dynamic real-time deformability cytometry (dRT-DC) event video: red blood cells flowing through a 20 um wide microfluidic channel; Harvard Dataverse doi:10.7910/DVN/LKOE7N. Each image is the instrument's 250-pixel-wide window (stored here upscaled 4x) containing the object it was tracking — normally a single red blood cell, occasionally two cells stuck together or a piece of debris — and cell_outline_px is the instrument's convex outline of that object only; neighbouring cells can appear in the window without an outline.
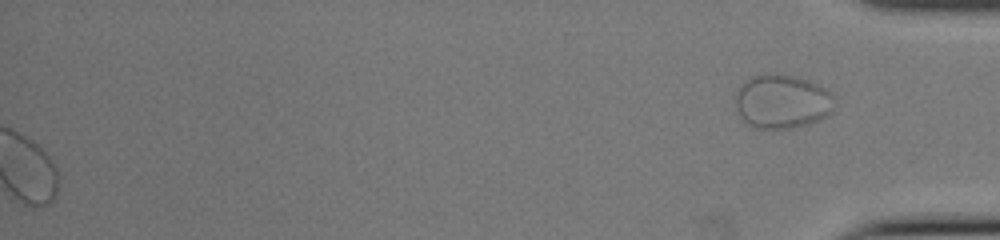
{"species": "common noctule bat (a hibernating species)", "species_latin": "Nyctalus noctula", "temperature_condition": "cold", "stored_images_in_passage": 43, "segment_of_instrument_passage": [2, 2], "camera_frame_rate_fps": 3000, "um_per_image_px": 0.085, "animal": {"sex": "female", "body_mass_g": 22.0, "forearm_length_mm": 56.7}, "frame": {"image": 1, "passage_image": 43, "time_ms": 14.0, "image_size_px": [1000, 240], "cell_outline_px": [[832, 112], [828, 116], [808, 124], [792, 128], [752, 128], [740, 116], [736, 108], [736, 88], [744, 80], [752, 76], [768, 72], [776, 72], [796, 76], [820, 84], [832, 96]], "centroid_in_image_um": [66.43, 8.6], "position_along_channel_um": 368.8, "area_um2": 31.56}}